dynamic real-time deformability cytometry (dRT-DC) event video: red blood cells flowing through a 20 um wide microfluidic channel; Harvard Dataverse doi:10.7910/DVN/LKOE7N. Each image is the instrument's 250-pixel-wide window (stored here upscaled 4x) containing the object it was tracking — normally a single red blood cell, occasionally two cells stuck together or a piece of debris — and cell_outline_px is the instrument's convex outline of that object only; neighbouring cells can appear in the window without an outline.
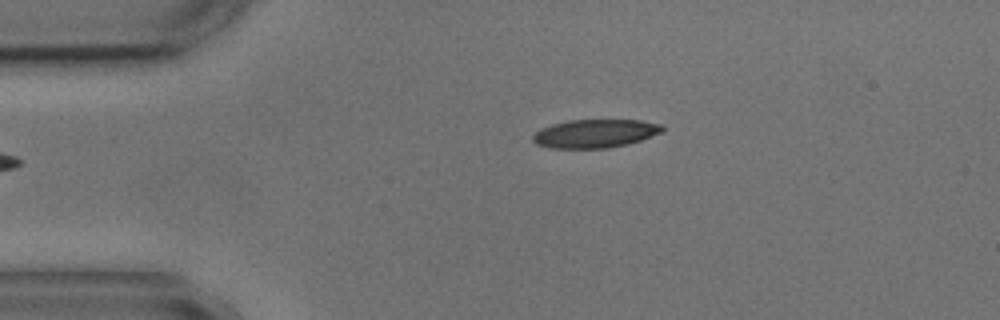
{"species": "common noctule bat (a hibernating species)", "species_latin": "Nyctalus noctula", "temperature_condition": "cold", "stored_images_in_passage": 3, "camera_frame_rate_fps": 3000, "um_per_image_px": 0.085, "animal": {"sex": "male", "body_mass_g": 17.9, "forearm_length_mm": 54.2}, "frame": {"image": 1, "passage_image": 3, "time_ms": 2.333, "image_size_px": [1000, 320], "cell_outline_px": [[664, 128], [660, 132], [640, 140], [628, 144], [608, 148], [552, 148], [536, 144], [532, 140], [532, 136], [540, 128], [552, 124], [568, 120], [640, 120], [664, 124]], "centroid_in_image_um": [50.56, 11.34], "position_along_channel_um": 34.4, "area_um2": 21.44}}